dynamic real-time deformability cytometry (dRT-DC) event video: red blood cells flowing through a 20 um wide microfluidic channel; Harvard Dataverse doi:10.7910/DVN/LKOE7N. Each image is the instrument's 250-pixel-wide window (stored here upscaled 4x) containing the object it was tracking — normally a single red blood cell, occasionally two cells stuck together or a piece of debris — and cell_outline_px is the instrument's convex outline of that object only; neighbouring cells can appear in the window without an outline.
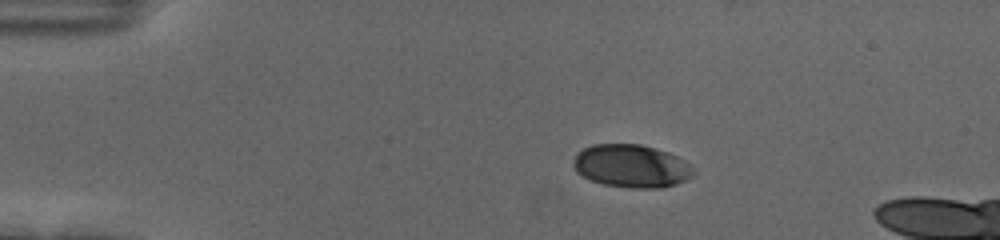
{"species": "human", "species_latin": "Homo sapiens", "temperature_condition": "cold", "stored_images_in_passage": 46, "camera_frame_rate_fps": 3000, "um_per_image_px": 0.085, "donor": {"sex": "female"}, "frame": {"image": 1, "passage_image": 1, "time_ms": 0.0, "image_size_px": [1000, 240], "cell_outline_px": [[696, 172], [692, 176], [676, 184], [660, 188], [632, 188], [604, 184], [592, 180], [576, 172], [572, 164], [572, 160], [584, 148], [592, 144], [640, 144], [656, 148], [668, 152], [684, 160], [696, 168]], "centroid_in_image_um": [53.7, 14.11], "position_along_channel_um": 31.3, "area_um2": 30.11}}
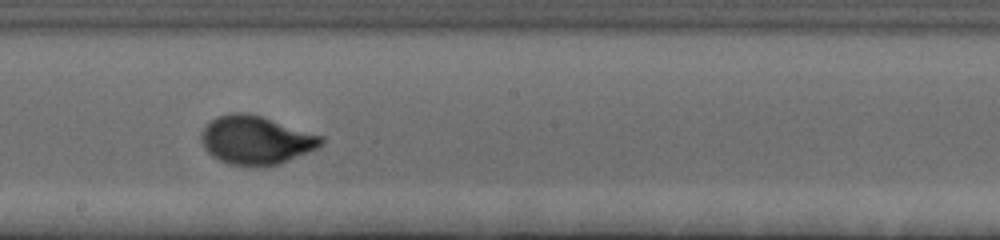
{"frame": {"image": 2, "passage_image": 22, "time_ms": 7.0, "image_size_px": [1000, 240], "cell_outline_px": [[324, 144], [308, 152], [280, 164], [264, 168], [252, 168], [228, 164], [212, 156], [204, 148], [200, 140], [200, 136], [204, 128], [212, 120], [220, 116], [232, 112], [240, 112], [260, 116], [324, 136]], "centroid_in_image_um": [21.76, 11.95], "position_along_channel_um": 226.4, "area_um2": 34.16}}
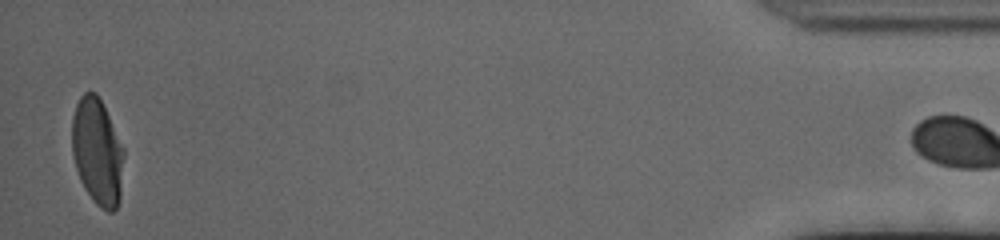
{"frame": {"image": 3, "passage_image": 45, "time_ms": 14.667, "image_size_px": [1000, 240], "cell_outline_px": [[124, 156], [120, 200], [116, 208], [112, 212], [108, 212], [100, 208], [92, 200], [84, 188], [80, 180], [72, 156], [72, 116], [76, 104], [80, 96], [84, 92], [96, 92], [124, 148]], "centroid_in_image_um": [8.27, 12.93], "position_along_channel_um": 426.9, "area_um2": 32.37}}